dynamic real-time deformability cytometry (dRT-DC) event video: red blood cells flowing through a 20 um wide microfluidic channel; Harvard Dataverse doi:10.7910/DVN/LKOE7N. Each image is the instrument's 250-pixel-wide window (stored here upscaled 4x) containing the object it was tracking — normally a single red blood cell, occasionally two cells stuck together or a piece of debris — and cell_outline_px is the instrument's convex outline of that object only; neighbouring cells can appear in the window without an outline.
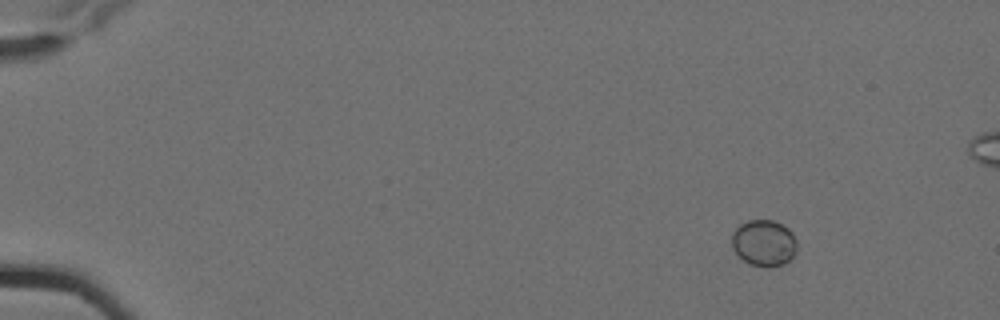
{"species": "Egyptian fruit bat (a non-hibernating species)", "species_latin": "Rousettus aegyptiacus", "temperature_condition": "cold", "stored_images_in_passage": 6, "camera_frame_rate_fps": 3000, "um_per_image_px": 0.085, "animal": {"sex": "female"}, "frame": {"image": 1, "passage_image": 2, "time_ms": 0.333, "image_size_px": [1000, 320], "cell_outline_px": [[796, 252], [784, 264], [768, 268], [748, 264], [732, 248], [732, 232], [740, 224], [748, 220], [772, 220], [788, 228], [792, 232], [796, 240]], "centroid_in_image_um": [64.93, 20.66], "position_along_channel_um": 20.1, "area_um2": 17.63}}
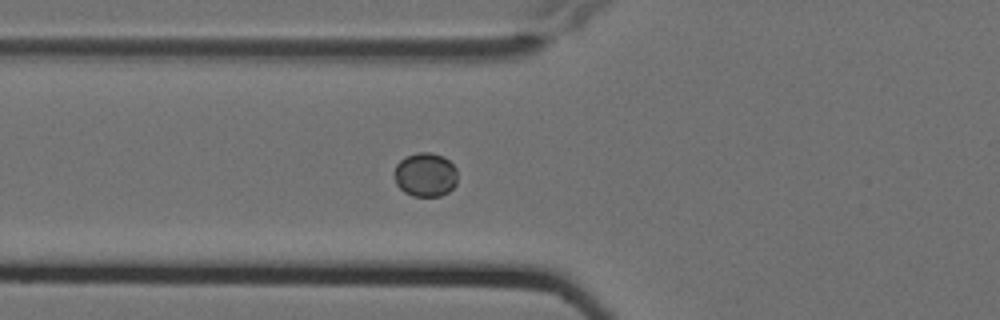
{"frame": {"image": 2, "passage_image": 6, "time_ms": 1.667, "image_size_px": [1000, 320], "cell_outline_px": [[456, 184], [448, 192], [440, 196], [412, 196], [404, 192], [396, 184], [392, 172], [396, 164], [404, 156], [416, 152], [432, 152], [444, 156], [456, 168]], "centroid_in_image_um": [36.12, 14.83], "position_along_channel_um": 89.7, "area_um2": 16.53}}